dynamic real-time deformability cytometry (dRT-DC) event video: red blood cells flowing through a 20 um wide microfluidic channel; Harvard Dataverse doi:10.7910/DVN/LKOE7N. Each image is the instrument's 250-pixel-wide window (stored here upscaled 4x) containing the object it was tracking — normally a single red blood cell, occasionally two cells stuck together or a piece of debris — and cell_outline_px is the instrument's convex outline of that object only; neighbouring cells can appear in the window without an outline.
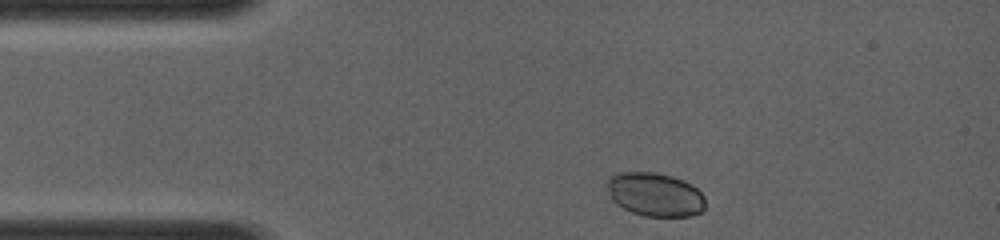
{"species": "common noctule bat (a hibernating species)", "species_latin": "Nyctalus noctula", "temperature_condition": "room temperature", "stored_images_in_passage": 6, "camera_frame_rate_fps": 4000, "um_per_image_px": 0.085, "animal": {"sex": "female", "body_mass_g": 19.0, "forearm_length_mm": 56.7}, "frame": {"image": 1, "passage_image": 1, "time_ms": 0.0, "image_size_px": [1000, 240], "cell_outline_px": [[704, 208], [700, 212], [692, 216], [644, 216], [632, 212], [616, 204], [612, 200], [608, 188], [608, 176], [616, 172], [656, 172], [672, 176], [684, 180], [692, 184], [704, 196]], "centroid_in_image_um": [55.67, 16.52], "position_along_channel_um": 29.3, "area_um2": 25.09}}
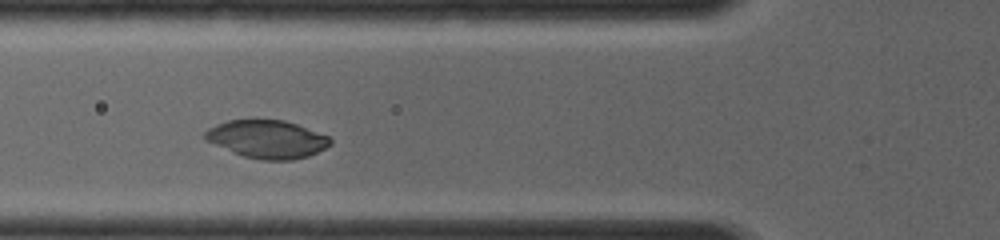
{"frame": {"image": 2, "passage_image": 5, "time_ms": 2.5, "image_size_px": [1000, 240], "cell_outline_px": [[332, 144], [308, 156], [292, 160], [260, 160], [244, 156], [232, 152], [204, 140], [204, 132], [208, 128], [216, 124], [228, 120], [256, 116], [284, 120], [296, 124], [328, 136], [332, 140]], "centroid_in_image_um": [22.65, 11.78], "position_along_channel_um": 103.2, "area_um2": 28.44}}
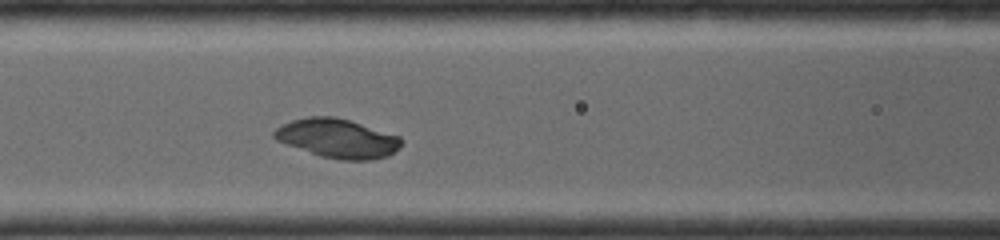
{"frame": {"image": 3, "passage_image": 6, "time_ms": 3.25, "image_size_px": [1000, 240], "cell_outline_px": [[404, 144], [400, 148], [388, 156], [372, 160], [340, 160], [320, 156], [276, 140], [272, 136], [272, 132], [276, 128], [292, 120], [308, 116], [336, 116], [400, 136], [404, 140]], "centroid_in_image_um": [28.72, 11.76], "position_along_channel_um": 137.9, "area_um2": 29.07}}